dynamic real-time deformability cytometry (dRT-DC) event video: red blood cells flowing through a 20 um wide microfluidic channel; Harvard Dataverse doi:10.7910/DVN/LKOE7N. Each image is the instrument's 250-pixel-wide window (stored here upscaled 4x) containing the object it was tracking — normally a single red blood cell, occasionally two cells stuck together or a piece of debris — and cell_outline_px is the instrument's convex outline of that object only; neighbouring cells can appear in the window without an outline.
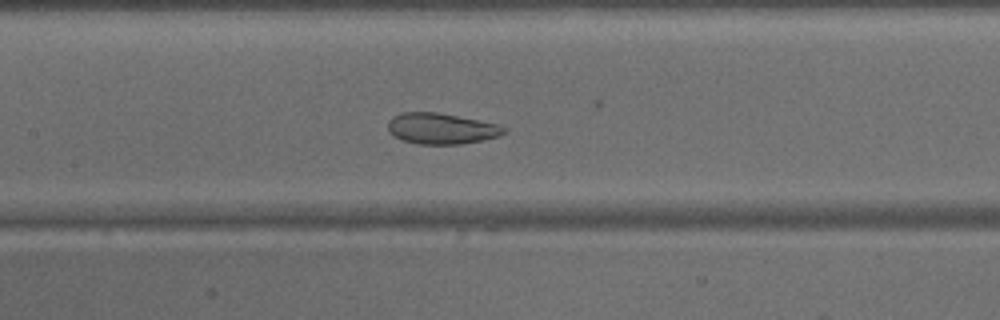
{"species": "common noctule bat (a hibernating species)", "species_latin": "Nyctalus noctula", "temperature_condition": "warm", "stored_images_in_passage": 47, "camera_frame_rate_fps": 3000, "um_per_image_px": 0.085, "animal": {"sex": "male", "body_mass_g": 15.6}, "frame": {"image": 1, "passage_image": 22, "time_ms": 7.0, "image_size_px": [1000, 320], "cell_outline_px": [[508, 128], [500, 136], [460, 144], [416, 144], [400, 140], [388, 132], [388, 120], [392, 116], [400, 112], [436, 112], [496, 124]], "centroid_in_image_um": [37.44, 10.93], "position_along_channel_um": 170.0, "area_um2": 20.87}}
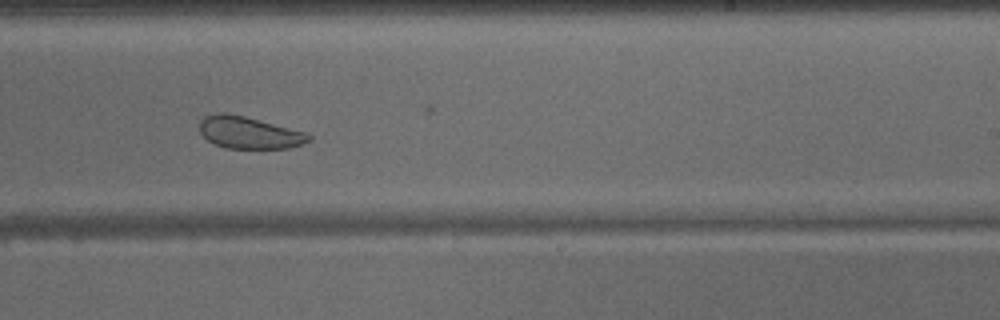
{"frame": {"image": 2, "passage_image": 29, "time_ms": 9.333, "image_size_px": [1000, 320], "cell_outline_px": [[312, 140], [288, 148], [228, 148], [216, 144], [208, 140], [200, 132], [200, 120], [204, 116], [216, 112], [224, 112], [244, 116], [308, 132], [312, 136]], "centroid_in_image_um": [21.19, 11.26], "position_along_channel_um": 267.8, "area_um2": 20.4}}
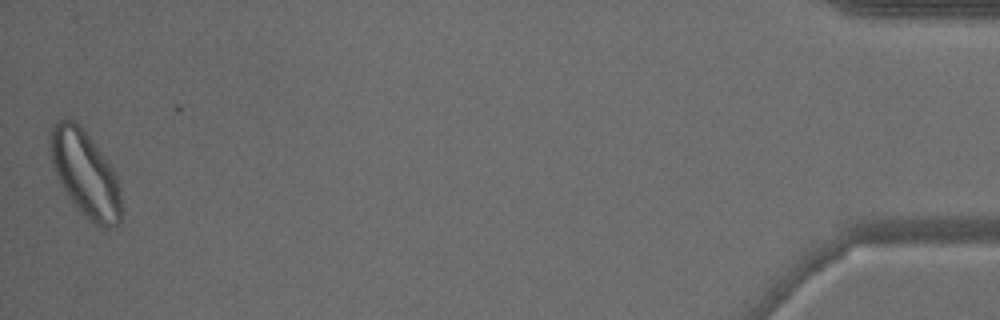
{"frame": {"image": 3, "passage_image": 47, "time_ms": 15.333, "image_size_px": [1000, 320], "cell_outline_px": [[120, 220], [116, 224], [108, 228], [100, 228], [88, 220], [76, 208], [68, 196], [52, 164], [48, 148], [48, 132], [52, 124], [56, 120], [72, 120], [80, 124], [104, 156], [112, 168], [116, 176], [120, 192]], "centroid_in_image_um": [7.2, 14.74], "position_along_channel_um": 428.0, "area_um2": 35.55}}